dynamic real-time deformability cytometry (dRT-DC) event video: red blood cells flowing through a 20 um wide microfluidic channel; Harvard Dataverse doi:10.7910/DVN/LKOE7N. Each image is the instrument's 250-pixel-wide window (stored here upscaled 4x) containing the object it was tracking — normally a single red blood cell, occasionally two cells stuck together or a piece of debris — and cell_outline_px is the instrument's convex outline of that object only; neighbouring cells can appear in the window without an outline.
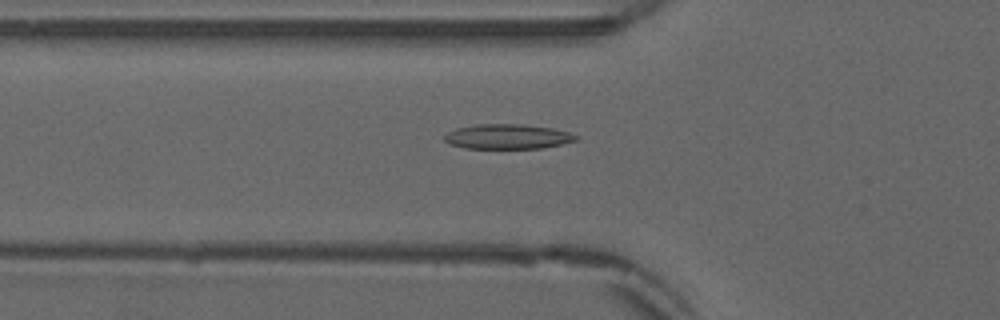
{"species": "common noctule bat (a hibernating species)", "species_latin": "Nyctalus noctula", "temperature_condition": "warm", "stored_images_in_passage": 36, "camera_frame_rate_fps": 3000, "um_per_image_px": 0.085, "animal": {"sex": "male", "forearm_length_mm": 52.5}, "frame": {"image": 1, "passage_image": 4, "time_ms": 1.0, "image_size_px": [1000, 320], "cell_outline_px": [[580, 140], [544, 148], [464, 148], [448, 144], [444, 140], [444, 136], [448, 132], [456, 128], [476, 124], [524, 124], [552, 128], [568, 132], [580, 136]], "centroid_in_image_um": [43.17, 11.61], "position_along_channel_um": 82.6, "area_um2": 19.25}}
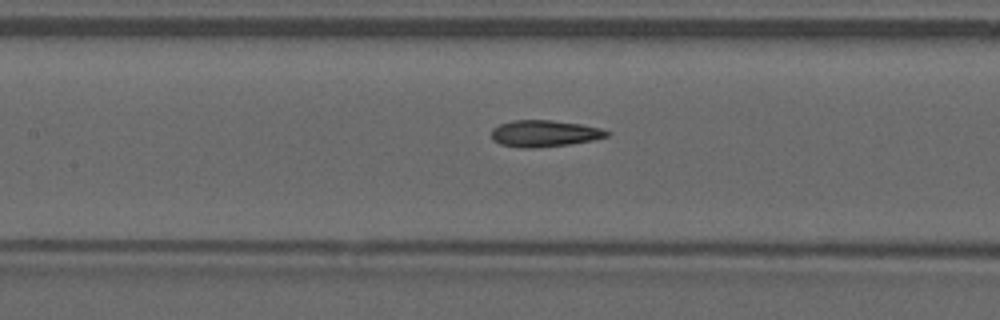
{"frame": {"image": 2, "passage_image": 10, "time_ms": 3.0, "image_size_px": [1000, 320], "cell_outline_px": [[612, 132], [608, 136], [592, 140], [568, 144], [532, 148], [520, 148], [500, 144], [492, 140], [492, 128], [500, 124], [512, 120], [552, 120], [580, 124], [600, 128]], "centroid_in_image_um": [46.25, 11.34], "position_along_channel_um": 161.1, "area_um2": 17.86}}
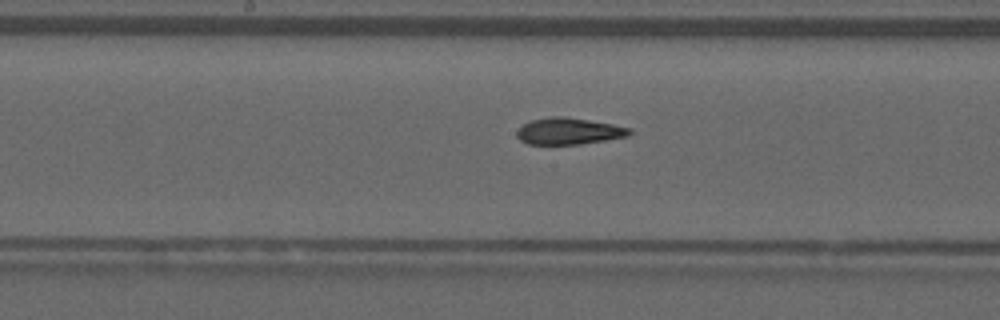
{"frame": {"image": 3, "passage_image": 13, "time_ms": 4.0, "image_size_px": [1000, 320], "cell_outline_px": [[632, 132], [628, 136], [580, 144], [528, 144], [520, 140], [516, 136], [516, 132], [524, 124], [532, 120], [552, 116], [564, 116], [612, 124], [632, 128]], "centroid_in_image_um": [48.35, 11.15], "position_along_channel_um": 199.9, "area_um2": 17.34}, "authors_computed_cell_mechanics": {"area_um2": 17.6579, "velocity_mm_per_s": 3.8806, "shape_relaxation_time_tau1_ms": null, "shape_relaxation_time_tau2_ms": 1.9148, "deformation_change_tau1": null, "deformation_change_tau2": 0.0878}}